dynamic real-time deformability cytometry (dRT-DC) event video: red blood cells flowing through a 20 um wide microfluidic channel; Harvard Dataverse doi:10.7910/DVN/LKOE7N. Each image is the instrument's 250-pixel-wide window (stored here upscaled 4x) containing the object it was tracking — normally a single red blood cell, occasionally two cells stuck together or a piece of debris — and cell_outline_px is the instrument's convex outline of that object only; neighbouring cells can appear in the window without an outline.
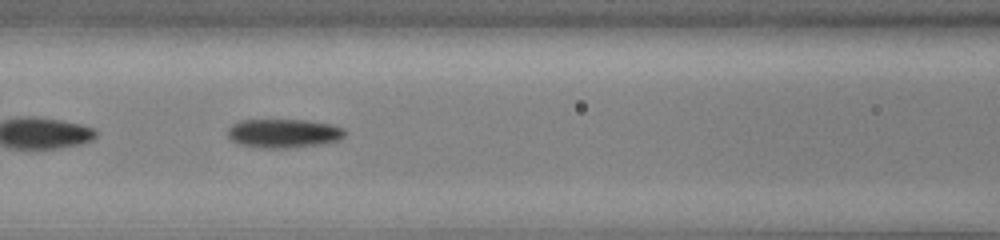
{"species": "common noctule bat (a hibernating species)", "species_latin": "Nyctalus noctula", "temperature_condition": "cold", "stored_images_in_passage": 35, "camera_frame_rate_fps": 3000, "um_per_image_px": 0.085, "animal": {"sex": "male", "body_mass_g": 13.0, "forearm_length_mm": 53.1}, "frame": {"image": 1, "passage_image": 11, "time_ms": 3.333, "image_size_px": [1000, 240], "cell_outline_px": [[344, 136], [336, 140], [316, 144], [288, 148], [260, 148], [236, 144], [228, 136], [228, 128], [232, 124], [240, 120], [304, 120], [332, 124], [344, 128]], "centroid_in_image_um": [24.04, 11.33], "position_along_channel_um": 142.6, "area_um2": 19.59}, "authors_computed_cell_mechanics": {"area_um2": 19.1318, "velocity_mm_per_s": 3.9529, "shape_relaxation_time_tau1_ms": 3.0226, "shape_relaxation_time_tau2_ms": 4.8924, "deformation_change_tau1": 0.0951, "deformation_change_tau2": 0.1362}}